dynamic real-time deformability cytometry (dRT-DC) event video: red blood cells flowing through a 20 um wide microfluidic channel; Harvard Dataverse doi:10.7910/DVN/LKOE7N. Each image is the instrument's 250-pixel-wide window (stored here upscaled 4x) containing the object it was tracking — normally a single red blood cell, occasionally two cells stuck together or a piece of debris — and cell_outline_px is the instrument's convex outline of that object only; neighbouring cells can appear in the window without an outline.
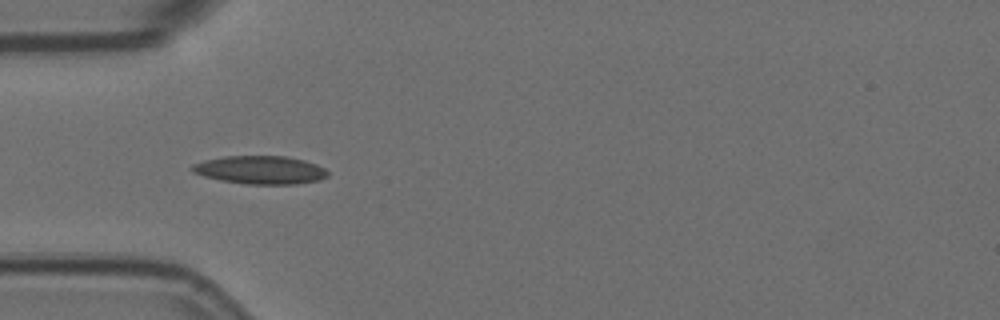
{"species": "Egyptian fruit bat (a non-hibernating species)", "species_latin": "Rousettus aegyptiacus", "temperature_condition": "room temperature", "stored_images_in_passage": 7, "camera_frame_rate_fps": 3000, "um_per_image_px": 0.085, "animal": {"sex": "female"}, "frame": {"image": 1, "passage_image": 5, "time_ms": 1.333, "image_size_px": [1000, 320], "cell_outline_px": [[328, 176], [320, 180], [296, 184], [244, 184], [220, 180], [204, 176], [192, 172], [188, 168], [192, 164], [204, 160], [224, 156], [284, 156], [304, 160], [316, 164], [324, 168], [328, 172]], "centroid_in_image_um": [22.1, 14.44], "position_along_channel_um": 62.9, "area_um2": 22.43}}
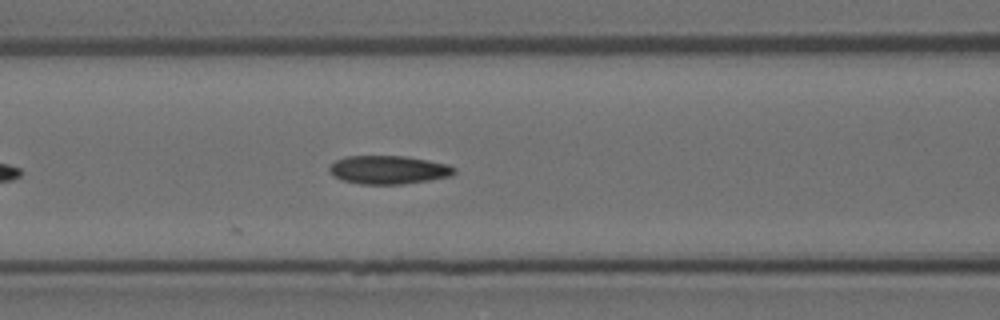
{"frame": {"image": 2, "passage_image": 7, "time_ms": 2.0, "image_size_px": [1000, 320], "cell_outline_px": [[456, 172], [452, 176], [404, 184], [360, 184], [340, 180], [328, 172], [328, 168], [336, 160], [348, 156], [404, 156], [428, 160], [448, 164], [456, 168]], "centroid_in_image_um": [33.02, 14.44], "position_along_channel_um": 133.6, "area_um2": 20.81}}